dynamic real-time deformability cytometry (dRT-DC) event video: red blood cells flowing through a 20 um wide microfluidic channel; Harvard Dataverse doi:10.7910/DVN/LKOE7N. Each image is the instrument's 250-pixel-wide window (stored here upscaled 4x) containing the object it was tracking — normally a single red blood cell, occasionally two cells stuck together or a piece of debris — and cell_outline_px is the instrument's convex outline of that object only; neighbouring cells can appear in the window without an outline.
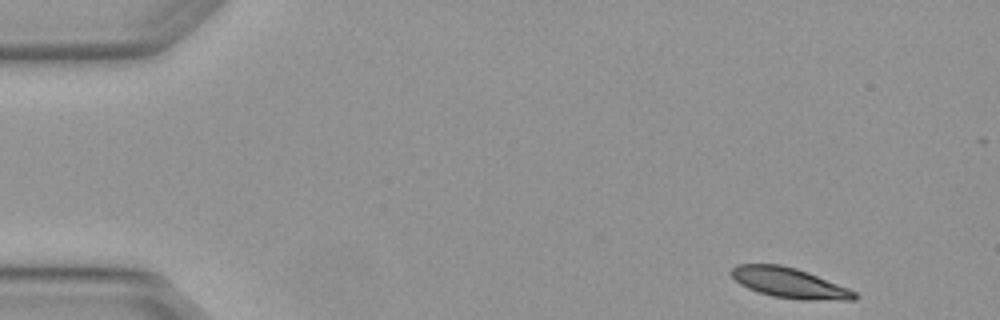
{"species": "Egyptian fruit bat (a non-hibernating species)", "species_latin": "Rousettus aegyptiacus", "temperature_condition": "warm", "stored_images_in_passage": 4, "segment_of_instrument_passage": [2, 2], "camera_frame_rate_fps": 3000, "um_per_image_px": 0.085, "animal": {"sex": "female"}, "frame": {"image": 1, "passage_image": 4, "time_ms": 1.0, "image_size_px": [1000, 320], "cell_outline_px": [[860, 296], [856, 300], [804, 300], [772, 296], [748, 288], [740, 284], [732, 276], [732, 268], [740, 264], [780, 264], [796, 268], [808, 272], [848, 288], [856, 292]], "centroid_in_image_um": [67.15, 24.05], "position_along_channel_um": 17.9, "area_um2": 21.56}}